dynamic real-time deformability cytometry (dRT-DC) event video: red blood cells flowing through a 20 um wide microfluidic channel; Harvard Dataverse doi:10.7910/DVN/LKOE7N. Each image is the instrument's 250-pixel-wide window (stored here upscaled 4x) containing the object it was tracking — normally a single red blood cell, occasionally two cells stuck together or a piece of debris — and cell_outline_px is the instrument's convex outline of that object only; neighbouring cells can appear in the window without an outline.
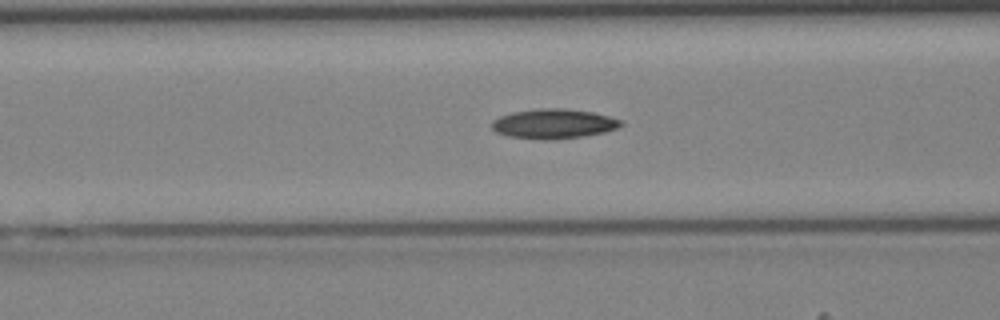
{"species": "Egyptian fruit bat (a non-hibernating species)", "species_latin": "Rousettus aegyptiacus", "temperature_condition": "cold", "stored_images_in_passage": 32, "segment_of_instrument_passage": [1, 2], "camera_frame_rate_fps": 3000, "um_per_image_px": 0.085, "animal": {"sex": "female"}, "frame": {"image": 1, "passage_image": 5, "time_ms": 1.333, "image_size_px": [1000, 320], "cell_outline_px": [[624, 124], [616, 128], [604, 132], [584, 136], [552, 140], [544, 140], [508, 136], [496, 132], [492, 128], [492, 120], [500, 116], [512, 112], [540, 108], [560, 108], [592, 112], [624, 120]], "centroid_in_image_um": [47.06, 10.52], "position_along_channel_um": 119.5, "area_um2": 22.37}}
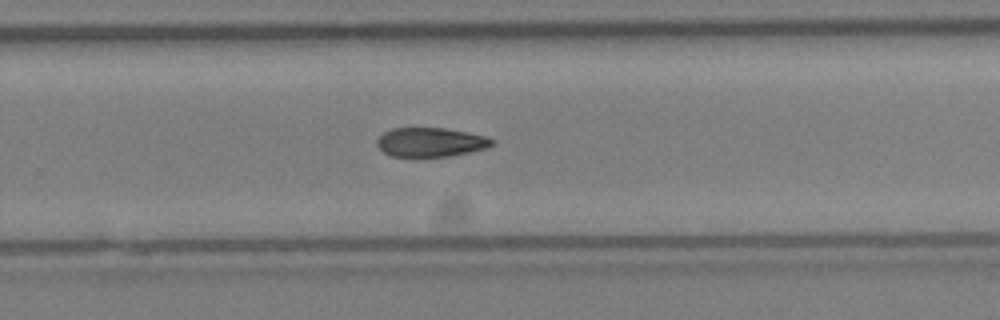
{"frame": {"image": 2, "passage_image": 16, "time_ms": 5.0, "image_size_px": [1000, 320], "cell_outline_px": [[496, 144], [484, 148], [468, 152], [448, 156], [392, 156], [384, 152], [376, 144], [376, 140], [384, 132], [392, 128], [444, 128], [484, 136], [496, 140]], "centroid_in_image_um": [36.59, 12.08], "position_along_channel_um": 293.2, "area_um2": 19.25}}
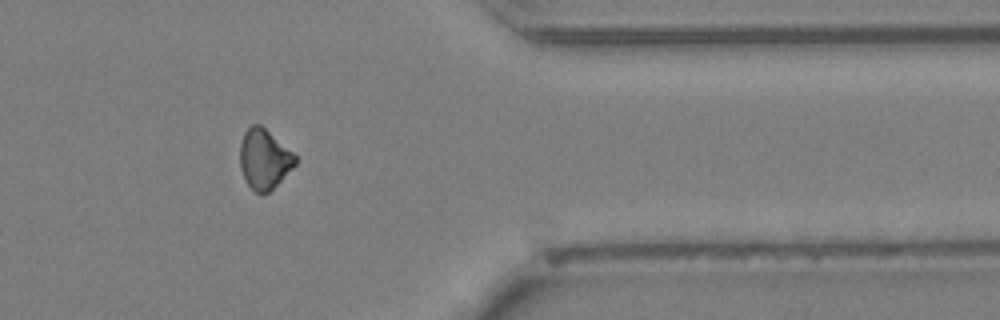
{"frame": {"image": 3, "passage_image": 23, "time_ms": 7.333, "image_size_px": [1000, 320], "cell_outline_px": [[296, 164], [268, 192], [256, 192], [248, 184], [240, 168], [240, 144], [244, 132], [252, 124], [260, 124], [292, 152], [296, 156]], "centroid_in_image_um": [22.44, 13.49], "position_along_channel_um": 389.0, "area_um2": 18.79}}